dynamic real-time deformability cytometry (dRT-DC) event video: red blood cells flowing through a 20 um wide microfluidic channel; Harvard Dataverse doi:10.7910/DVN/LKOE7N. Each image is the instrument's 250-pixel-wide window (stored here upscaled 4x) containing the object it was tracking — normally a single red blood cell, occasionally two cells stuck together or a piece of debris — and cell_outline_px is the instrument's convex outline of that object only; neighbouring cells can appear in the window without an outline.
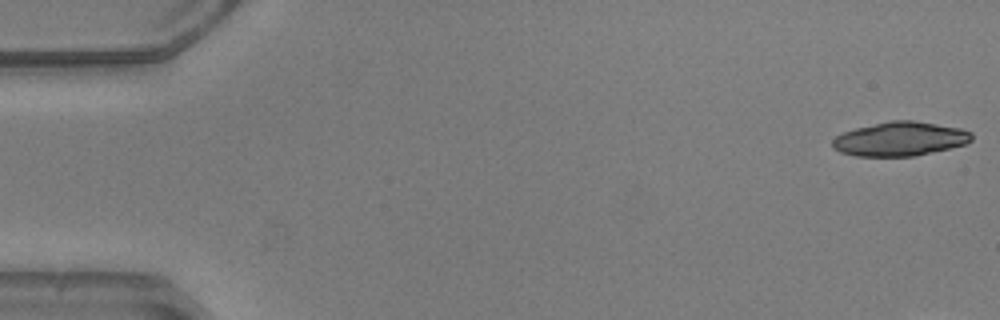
{"species": "common noctule bat (a hibernating species)", "species_latin": "Nyctalus noctula", "temperature_condition": "warm", "stored_images_in_passage": 11, "camera_frame_rate_fps": 3000, "um_per_image_px": 0.085, "animal": {"sex": "male", "body_mass_g": 20.5, "forearm_length_mm": 52.5}, "frame": {"image": 1, "passage_image": 1, "time_ms": 0.0, "image_size_px": [1000, 320], "cell_outline_px": [[972, 140], [964, 144], [916, 156], [856, 156], [840, 152], [832, 148], [832, 140], [836, 136], [844, 132], [856, 128], [892, 120], [912, 120], [960, 128], [972, 132]], "centroid_in_image_um": [76.48, 11.81], "position_along_channel_um": 8.5, "area_um2": 27.46}}